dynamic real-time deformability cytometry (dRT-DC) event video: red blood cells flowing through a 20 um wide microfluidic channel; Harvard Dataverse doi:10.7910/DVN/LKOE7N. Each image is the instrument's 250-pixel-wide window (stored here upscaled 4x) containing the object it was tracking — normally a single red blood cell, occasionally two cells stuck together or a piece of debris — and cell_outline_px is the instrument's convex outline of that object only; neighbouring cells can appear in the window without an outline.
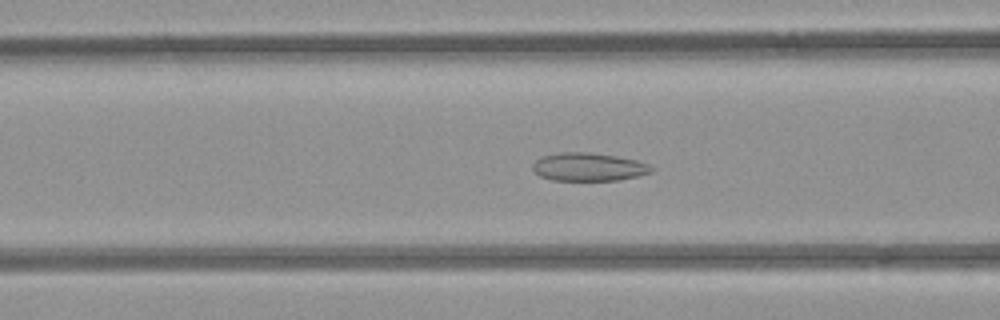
{"species": "common noctule bat (a hibernating species)", "species_latin": "Nyctalus noctula", "temperature_condition": "room temperature", "stored_images_in_passage": 53, "camera_frame_rate_fps": 3000, "um_per_image_px": 0.085, "animal": {"sex": "female", "body_mass_g": 21.9}, "frame": {"image": 1, "passage_image": 21, "time_ms": 6.667, "image_size_px": [1000, 320], "cell_outline_px": [[656, 168], [652, 172], [640, 176], [620, 180], [552, 180], [540, 176], [532, 168], [532, 164], [536, 160], [544, 156], [560, 152], [588, 152], [616, 156], [636, 160], [648, 164]], "centroid_in_image_um": [50.07, 14.19], "position_along_channel_um": 116.5, "area_um2": 19.54}}
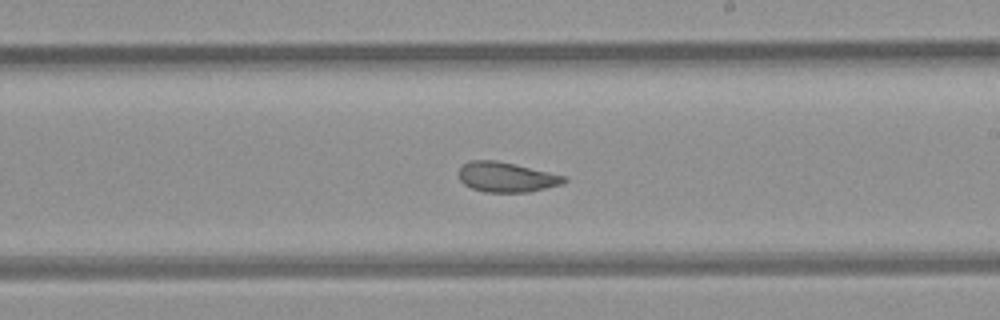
{"frame": {"image": 2, "passage_image": 31, "time_ms": 10.0, "image_size_px": [1000, 320], "cell_outline_px": [[568, 180], [564, 184], [528, 192], [484, 192], [472, 188], [464, 184], [460, 180], [460, 168], [464, 164], [472, 160], [496, 160], [568, 176]], "centroid_in_image_um": [43.1, 15.06], "position_along_channel_um": 245.9, "area_um2": 18.38}}
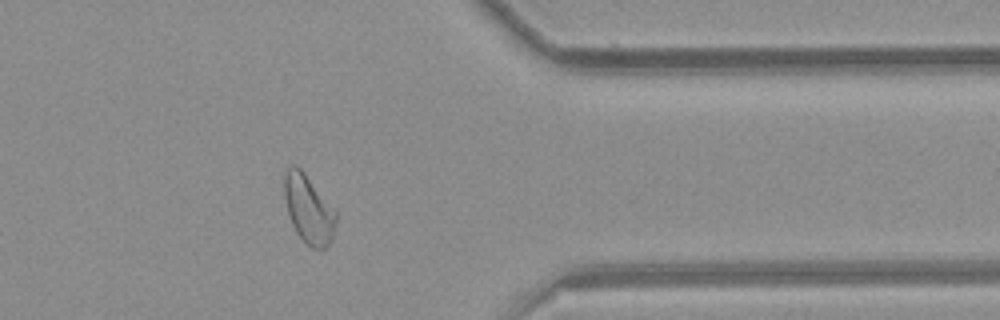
{"frame": {"image": 3, "passage_image": 43, "time_ms": 14.0, "image_size_px": [1000, 320], "cell_outline_px": [[336, 220], [332, 240], [324, 248], [312, 248], [296, 232], [292, 224], [288, 212], [284, 196], [284, 176], [288, 168], [292, 164], [296, 164], [304, 172], [336, 212]], "centroid_in_image_um": [26.21, 17.76], "position_along_channel_um": 385.2, "area_um2": 20.17}, "authors_computed_cell_mechanics": {"area_um2": 21.1548, "velocity_mm_per_s": 3.8855, "shape_relaxation_time_tau1_ms": null, "shape_relaxation_time_tau2_ms": 2.0339, "deformation_change_tau1": null, "deformation_change_tau2": 0.0806}}